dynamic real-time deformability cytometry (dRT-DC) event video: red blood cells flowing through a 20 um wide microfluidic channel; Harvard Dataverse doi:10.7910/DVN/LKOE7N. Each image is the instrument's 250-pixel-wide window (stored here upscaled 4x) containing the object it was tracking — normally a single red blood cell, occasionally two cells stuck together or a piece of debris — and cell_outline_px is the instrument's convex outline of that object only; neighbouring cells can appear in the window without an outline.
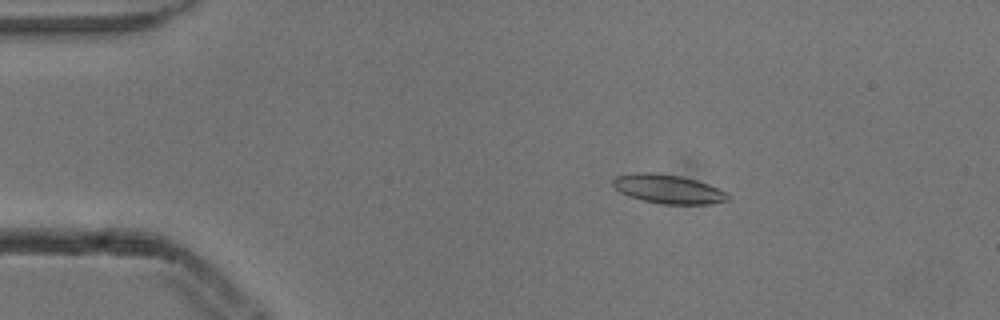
{"species": "common noctule bat (a hibernating species)", "species_latin": "Nyctalus noctula", "temperature_condition": "cold", "stored_images_in_passage": 4, "camera_frame_rate_fps": 3000, "um_per_image_px": 0.085, "animal": {"sex": "male", "body_mass_g": 13.3}, "frame": {"image": 1, "passage_image": 3, "time_ms": 0.667, "image_size_px": [1000, 320], "cell_outline_px": [[732, 200], [708, 204], [664, 204], [644, 200], [628, 196], [620, 192], [612, 184], [612, 180], [616, 176], [632, 172], [652, 172], [680, 176], [696, 180], [708, 184], [728, 192], [732, 196]], "centroid_in_image_um": [56.83, 16.06], "position_along_channel_um": 28.2, "area_um2": 19.59}}